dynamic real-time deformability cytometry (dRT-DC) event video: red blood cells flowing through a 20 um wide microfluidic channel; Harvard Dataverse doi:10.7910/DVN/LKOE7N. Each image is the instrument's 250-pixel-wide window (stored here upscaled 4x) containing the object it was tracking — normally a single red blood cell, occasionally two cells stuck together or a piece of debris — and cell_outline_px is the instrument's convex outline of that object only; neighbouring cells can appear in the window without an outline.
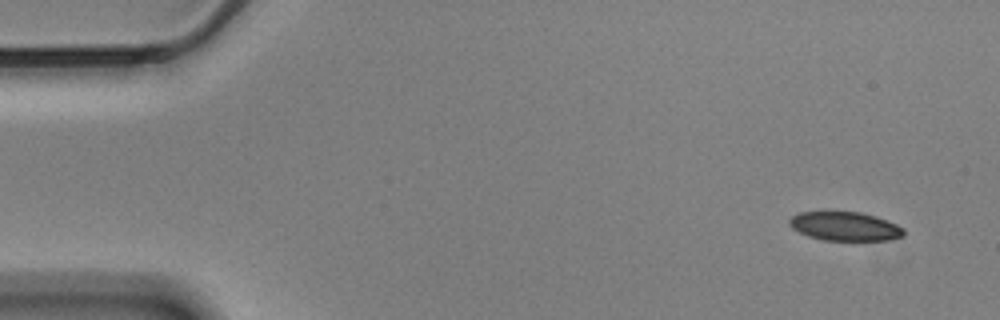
{"species": "Egyptian fruit bat (a non-hibernating species)", "species_latin": "Rousettus aegyptiacus", "temperature_condition": "cold", "stored_images_in_passage": 2, "camera_frame_rate_fps": 3000, "um_per_image_px": 0.085, "animal": {"sex": "male"}, "frame": {"image": 1, "passage_image": 1, "time_ms": 0.0, "image_size_px": [1000, 320], "cell_outline_px": [[904, 236], [888, 240], [824, 240], [808, 236], [792, 228], [788, 224], [788, 220], [792, 216], [800, 212], [824, 208], [860, 212], [876, 216], [888, 220], [904, 228]], "centroid_in_image_um": [71.77, 19.18], "position_along_channel_um": 13.2, "area_um2": 20.11}}